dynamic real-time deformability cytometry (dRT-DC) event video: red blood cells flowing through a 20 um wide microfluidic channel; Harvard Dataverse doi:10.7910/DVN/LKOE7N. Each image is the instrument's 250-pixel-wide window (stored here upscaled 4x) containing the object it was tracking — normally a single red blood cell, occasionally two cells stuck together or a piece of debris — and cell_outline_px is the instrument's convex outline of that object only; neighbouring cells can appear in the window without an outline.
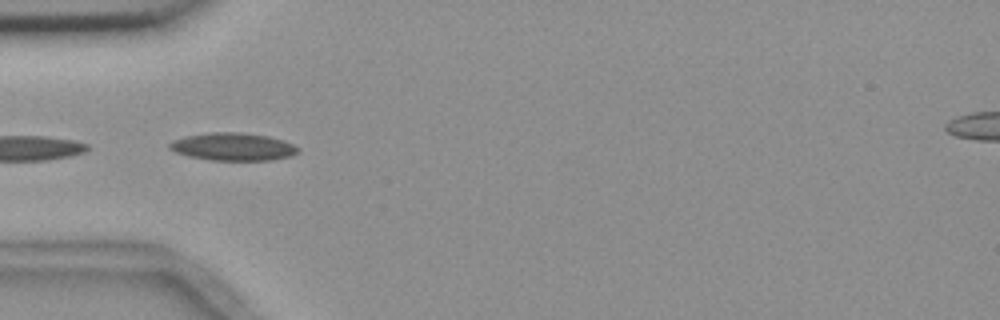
{"species": "common noctule bat (a hibernating species)", "species_latin": "Nyctalus noctula", "temperature_condition": "room temperature", "stored_images_in_passage": 25, "camera_frame_rate_fps": 3000, "um_per_image_px": 0.085, "animal": {"sex": "female", "body_mass_g": 18.4}, "frame": {"image": 1, "passage_image": 1, "time_ms": 0.0, "image_size_px": [1000, 320], "cell_outline_px": [[300, 152], [292, 156], [272, 160], [212, 160], [188, 156], [176, 152], [168, 148], [168, 144], [172, 140], [184, 136], [208, 132], [244, 132], [268, 136], [292, 144], [300, 148]], "centroid_in_image_um": [19.8, 12.46], "position_along_channel_um": 65.2, "area_um2": 20.92}}